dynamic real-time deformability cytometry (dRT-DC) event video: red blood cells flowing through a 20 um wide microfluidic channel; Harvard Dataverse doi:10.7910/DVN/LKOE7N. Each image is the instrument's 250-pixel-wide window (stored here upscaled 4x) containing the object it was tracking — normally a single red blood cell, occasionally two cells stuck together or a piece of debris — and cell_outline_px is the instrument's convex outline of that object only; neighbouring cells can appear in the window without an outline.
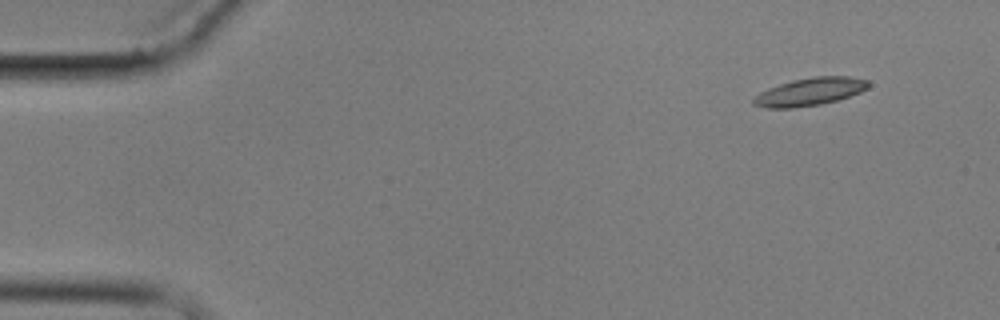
{"species": "common noctule bat (a hibernating species)", "species_latin": "Nyctalus noctula", "temperature_condition": "cold", "stored_images_in_passage": 2, "camera_frame_rate_fps": 3000, "um_per_image_px": 0.085, "animal": {"sex": "male", "body_mass_g": 17.9}, "frame": {"image": 1, "passage_image": 1, "time_ms": 0.0, "image_size_px": [1000, 320], "cell_outline_px": [[868, 88], [860, 92], [836, 100], [820, 104], [792, 108], [768, 108], [752, 104], [752, 100], [760, 92], [768, 88], [792, 80], [816, 76], [848, 76], [868, 80]], "centroid_in_image_um": [68.82, 7.79], "position_along_channel_um": 16.2, "area_um2": 18.38}}